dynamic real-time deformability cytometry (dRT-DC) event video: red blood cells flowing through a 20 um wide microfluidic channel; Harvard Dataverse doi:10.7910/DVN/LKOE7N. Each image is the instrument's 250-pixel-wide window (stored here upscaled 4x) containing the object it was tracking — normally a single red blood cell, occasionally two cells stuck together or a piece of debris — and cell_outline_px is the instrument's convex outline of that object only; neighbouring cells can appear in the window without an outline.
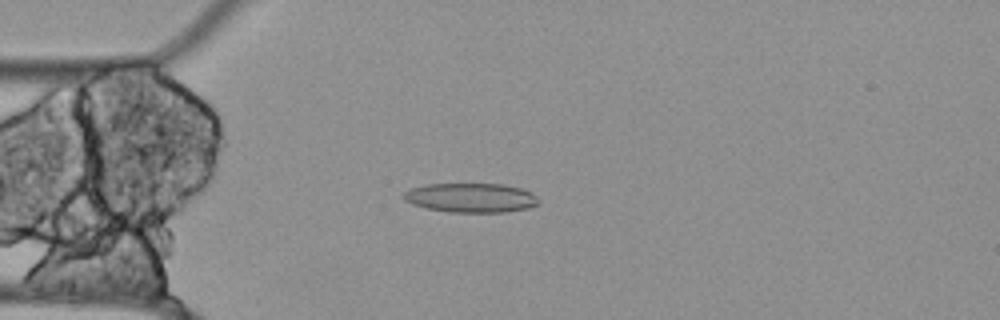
{"species": "Egyptian fruit bat (a non-hibernating species)", "species_latin": "Rousettus aegyptiacus", "temperature_condition": "cold", "stored_images_in_passage": 35, "camera_frame_rate_fps": 3000, "um_per_image_px": 0.085, "animal": {"sex": "female"}, "frame": {"image": 1, "passage_image": 4, "time_ms": 1.0, "image_size_px": [1000, 320], "cell_outline_px": [[536, 204], [528, 208], [504, 212], [452, 212], [428, 208], [412, 204], [404, 200], [404, 192], [412, 188], [424, 184], [504, 184], [520, 188], [532, 192], [536, 196]], "centroid_in_image_um": [40.01, 16.8], "position_along_channel_um": 45.0, "area_um2": 22.83}}
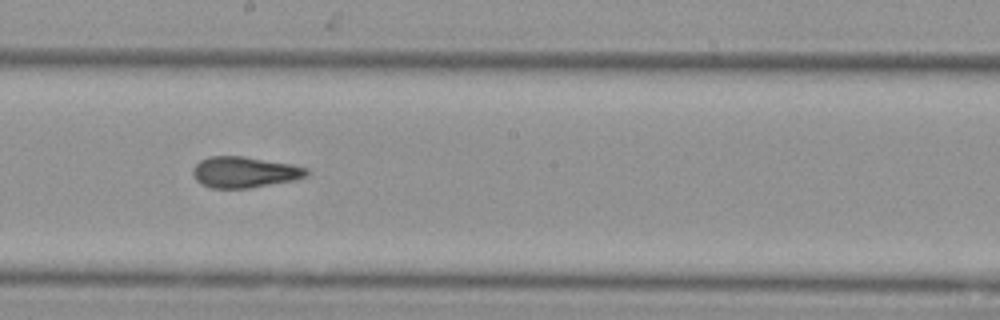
{"frame": {"image": 2, "passage_image": 20, "time_ms": 6.333, "image_size_px": [1000, 320], "cell_outline_px": [[308, 176], [296, 180], [248, 188], [212, 188], [200, 184], [196, 180], [192, 172], [192, 168], [200, 160], [208, 156], [244, 156], [292, 164], [308, 168]], "centroid_in_image_um": [20.78, 14.63], "position_along_channel_um": 227.4, "area_um2": 20.75}}
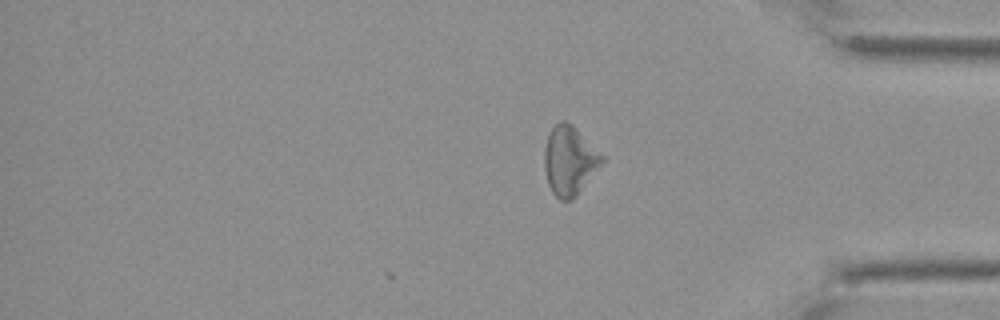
{"frame": {"image": 3, "passage_image": 35, "time_ms": 11.333, "image_size_px": [1000, 320], "cell_outline_px": [[604, 160], [576, 196], [572, 200], [560, 200], [552, 192], [548, 184], [544, 168], [544, 152], [548, 136], [552, 128], [560, 120], [564, 120], [572, 124], [604, 156]], "centroid_in_image_um": [48.39, 13.65], "position_along_channel_um": 386.8, "area_um2": 22.89}, "authors_computed_cell_mechanics": {"area_um2": 20.5768, "velocity_mm_per_s": 3.4937, "shape_relaxation_time_tau1_ms": null, "shape_relaxation_time_tau2_ms": 4.588, "deformation_change_tau1": null, "deformation_change_tau2": 0.1436}}